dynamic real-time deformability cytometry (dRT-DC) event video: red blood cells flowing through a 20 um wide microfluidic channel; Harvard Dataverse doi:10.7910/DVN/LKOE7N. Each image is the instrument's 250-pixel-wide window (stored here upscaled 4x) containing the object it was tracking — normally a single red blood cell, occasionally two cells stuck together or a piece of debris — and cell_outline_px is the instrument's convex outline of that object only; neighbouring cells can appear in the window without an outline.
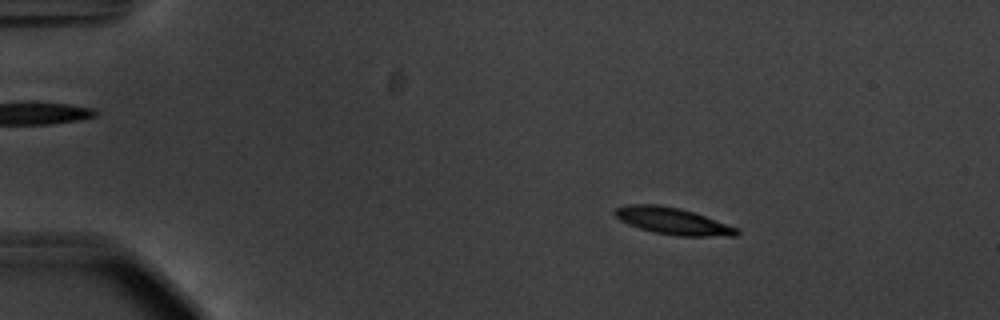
{"species": "common noctule bat (a hibernating species)", "species_latin": "Nyctalus noctula", "temperature_condition": "warm", "stored_images_in_passage": 56, "camera_frame_rate_fps": 3000, "um_per_image_px": 0.085, "animal": {"sex": "male", "body_mass_g": 20.1, "forearm_length_mm": 53.5}, "frame": {"image": 1, "passage_image": 10, "time_ms": 3.0, "image_size_px": [1000, 320], "cell_outline_px": [[740, 232], [736, 236], [676, 236], [652, 232], [628, 224], [620, 220], [612, 212], [616, 208], [628, 204], [660, 204], [680, 208], [696, 212], [740, 228]], "centroid_in_image_um": [57.23, 18.78], "position_along_channel_um": 27.8, "area_um2": 19.42}}
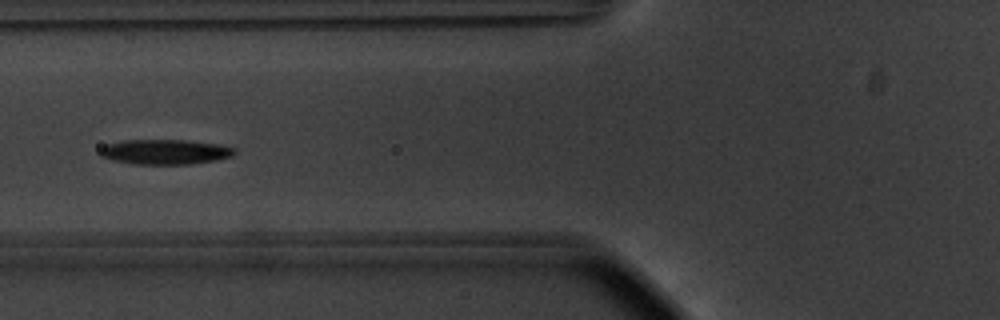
{"frame": {"image": 2, "passage_image": 23, "time_ms": 7.333, "image_size_px": [1000, 320], "cell_outline_px": [[236, 152], [232, 156], [216, 160], [192, 164], [132, 164], [112, 160], [100, 156], [100, 148], [108, 144], [124, 140], [184, 140], [224, 144], [236, 148]], "centroid_in_image_um": [14.07, 12.91], "position_along_channel_um": 111.7, "area_um2": 19.77}}
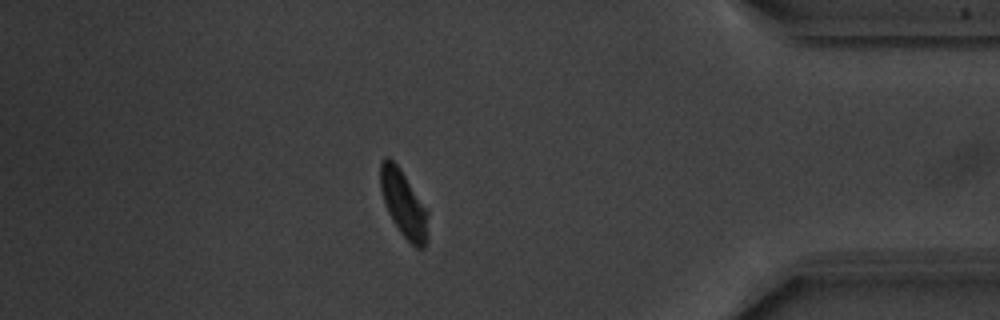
{"frame": {"image": 3, "passage_image": 49, "time_ms": 16.0, "image_size_px": [1000, 320], "cell_outline_px": [[428, 240], [424, 248], [416, 248], [400, 232], [392, 220], [388, 212], [380, 188], [380, 160], [384, 156], [388, 156], [400, 168], [428, 208]], "centroid_in_image_um": [34.33, 17.31], "position_along_channel_um": 400.9, "area_um2": 18.84}, "authors_computed_cell_mechanics": {"area_um2": 18.7561, "velocity_mm_per_s": 3.6998, "shape_relaxation_time_tau1_ms": 1.6952, "shape_relaxation_time_tau2_ms": 3.0921, "deformation_change_tau1": 0.1535, "deformation_change_tau2": 0.0869}}